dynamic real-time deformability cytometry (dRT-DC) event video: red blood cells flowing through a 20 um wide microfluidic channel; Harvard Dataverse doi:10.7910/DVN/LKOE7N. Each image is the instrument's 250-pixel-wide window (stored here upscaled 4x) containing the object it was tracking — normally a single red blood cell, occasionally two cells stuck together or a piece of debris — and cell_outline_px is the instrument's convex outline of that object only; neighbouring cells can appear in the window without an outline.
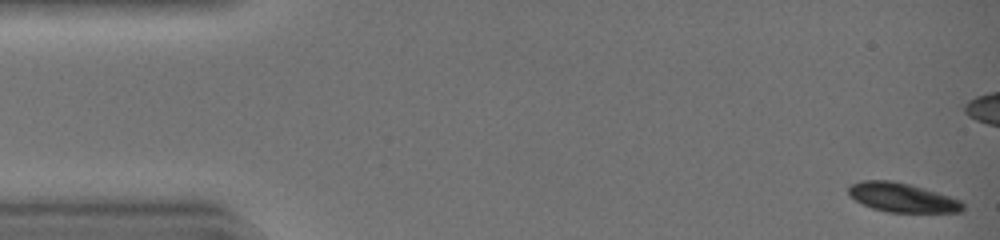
{"species": "common noctule bat (a hibernating species)", "species_latin": "Nyctalus noctula", "temperature_condition": "warm", "stored_images_in_passage": 44, "camera_frame_rate_fps": 3000, "um_per_image_px": 0.085, "animal": {"sex": "female", "body_mass_g": 19.0, "forearm_length_mm": 51.5}, "frame": {"image": 1, "passage_image": 1, "time_ms": 0.0, "image_size_px": [1000, 240], "cell_outline_px": [[964, 212], [888, 212], [872, 208], [856, 200], [848, 192], [848, 188], [852, 184], [860, 180], [892, 180], [912, 184], [960, 200], [964, 204]], "centroid_in_image_um": [76.7, 16.78], "position_along_channel_um": 8.3, "area_um2": 19.36}}
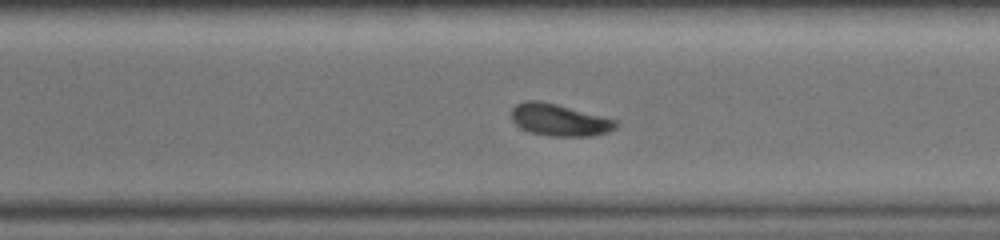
{"frame": {"image": 2, "passage_image": 31, "time_ms": 10.0, "image_size_px": [1000, 240], "cell_outline_px": [[620, 124], [616, 128], [608, 132], [592, 136], [552, 136], [532, 132], [516, 124], [512, 120], [512, 108], [516, 104], [524, 100], [540, 100], [556, 104], [616, 120]], "centroid_in_image_um": [47.56, 10.19], "position_along_channel_um": 323.0, "area_um2": 19.25}}
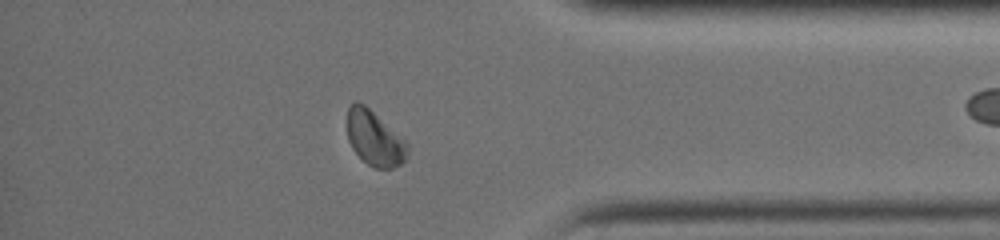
{"frame": {"image": 3, "passage_image": 37, "time_ms": 12.0, "image_size_px": [1000, 240], "cell_outline_px": [[408, 156], [400, 164], [392, 168], [376, 168], [368, 164], [352, 148], [348, 140], [348, 108], [356, 100], [364, 104], [404, 140], [408, 144]], "centroid_in_image_um": [31.83, 11.77], "position_along_channel_um": 403.4, "area_um2": 18.79}}